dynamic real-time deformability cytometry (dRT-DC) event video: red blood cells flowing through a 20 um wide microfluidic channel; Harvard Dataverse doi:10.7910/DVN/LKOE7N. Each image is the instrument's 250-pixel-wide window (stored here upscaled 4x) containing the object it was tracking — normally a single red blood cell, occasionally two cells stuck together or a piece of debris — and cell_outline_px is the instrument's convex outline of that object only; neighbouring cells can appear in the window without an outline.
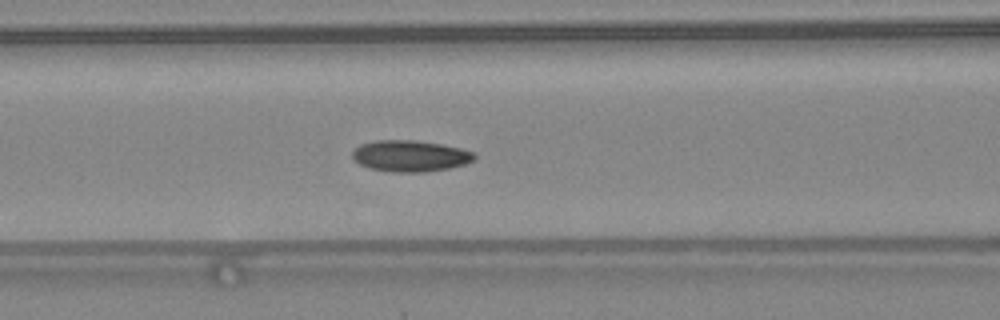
{"species": "common noctule bat (a hibernating species)", "species_latin": "Nyctalus noctula", "temperature_condition": "warm", "stored_images_in_passage": 48, "camera_frame_rate_fps": 3000, "um_per_image_px": 0.085, "animal": {"sex": "female", "body_mass_g": 24.6, "forearm_length_mm": 56.2}, "frame": {"image": 1, "passage_image": 21, "time_ms": 6.667, "image_size_px": [1000, 320], "cell_outline_px": [[476, 160], [464, 164], [448, 168], [424, 172], [392, 172], [368, 168], [352, 160], [352, 152], [360, 144], [376, 140], [416, 140], [444, 144], [476, 152]], "centroid_in_image_um": [34.88, 13.25], "position_along_channel_um": 131.7, "area_um2": 22.54}, "authors_computed_cell_mechanics": {"area_um2": 21.2126, "velocity_mm_per_s": 4.3361, "shape_relaxation_time_tau1_ms": 4.3948, "shape_relaxation_time_tau2_ms": null, "deformation_change_tau1": 0.1219, "deformation_change_tau2": null}}